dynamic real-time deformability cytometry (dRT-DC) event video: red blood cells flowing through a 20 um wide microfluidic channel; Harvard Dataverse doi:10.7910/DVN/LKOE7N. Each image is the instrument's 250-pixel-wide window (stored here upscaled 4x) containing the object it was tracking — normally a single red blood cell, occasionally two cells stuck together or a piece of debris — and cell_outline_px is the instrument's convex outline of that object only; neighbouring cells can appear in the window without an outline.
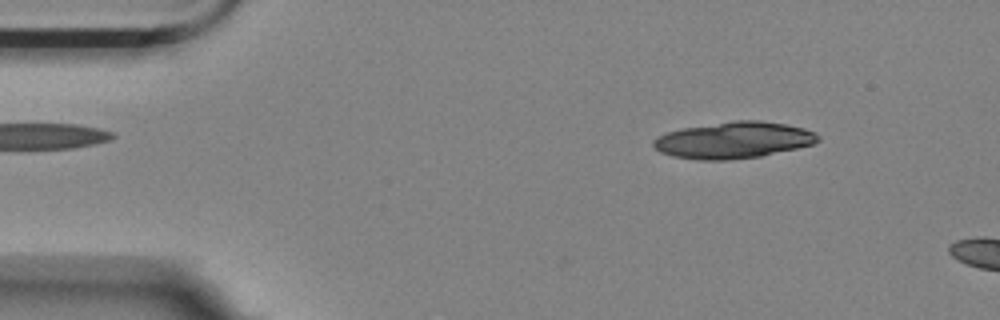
{"species": "Egyptian fruit bat (a non-hibernating species)", "species_latin": "Rousettus aegyptiacus", "temperature_condition": "room temperature", "stored_images_in_passage": 7, "camera_frame_rate_fps": 3000, "um_per_image_px": 0.085, "animal": {"sex": "female"}, "frame": {"image": 1, "passage_image": 3, "time_ms": 0.667, "image_size_px": [1000, 320], "cell_outline_px": [[820, 140], [812, 144], [796, 148], [760, 156], [728, 160], [700, 160], [672, 156], [660, 152], [652, 144], [652, 140], [656, 136], [668, 132], [684, 128], [732, 120], [760, 120], [784, 124], [804, 128], [816, 132], [820, 136]], "centroid_in_image_um": [62.34, 11.91], "position_along_channel_um": 22.7, "area_um2": 34.97}}